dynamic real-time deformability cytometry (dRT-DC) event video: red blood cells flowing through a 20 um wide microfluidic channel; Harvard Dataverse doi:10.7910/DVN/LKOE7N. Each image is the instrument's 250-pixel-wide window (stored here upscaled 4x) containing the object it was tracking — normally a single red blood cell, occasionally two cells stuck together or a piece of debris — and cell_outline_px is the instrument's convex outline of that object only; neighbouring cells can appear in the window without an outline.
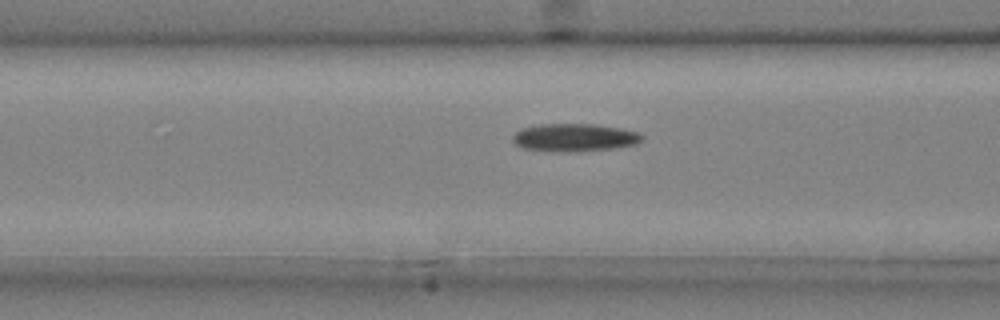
{"species": "common noctule bat (a hibernating species)", "species_latin": "Nyctalus noctula", "temperature_condition": "cold", "stored_images_in_passage": 36, "camera_frame_rate_fps": 3000, "um_per_image_px": 0.085, "animal": {"sex": "male", "body_mass_g": 20.4}, "frame": {"image": 1, "passage_image": 11, "time_ms": 3.333, "image_size_px": [1000, 320], "cell_outline_px": [[644, 140], [636, 144], [616, 148], [520, 148], [512, 140], [512, 136], [520, 128], [540, 124], [592, 124], [620, 128], [640, 132], [644, 136]], "centroid_in_image_um": [48.89, 11.61], "position_along_channel_um": 117.7, "area_um2": 19.71}}
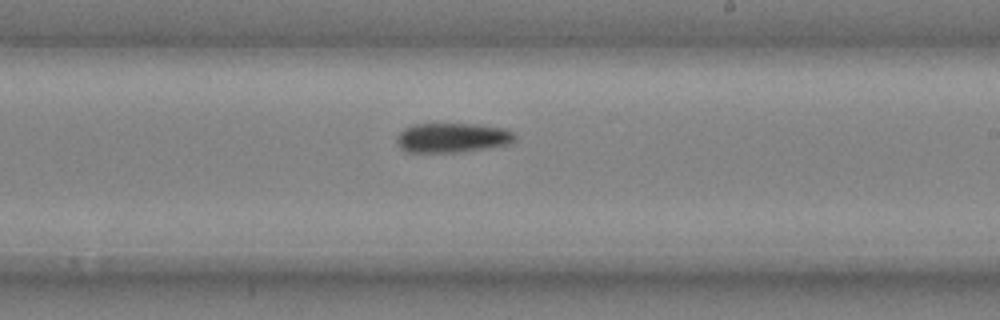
{"frame": {"image": 2, "passage_image": 21, "time_ms": 6.667, "image_size_px": [1000, 320], "cell_outline_px": [[516, 140], [512, 144], [492, 148], [460, 152], [408, 152], [400, 148], [396, 140], [396, 136], [404, 128], [412, 124], [476, 124], [504, 128], [516, 132]], "centroid_in_image_um": [38.51, 11.71], "position_along_channel_um": 250.5, "area_um2": 20.81}}
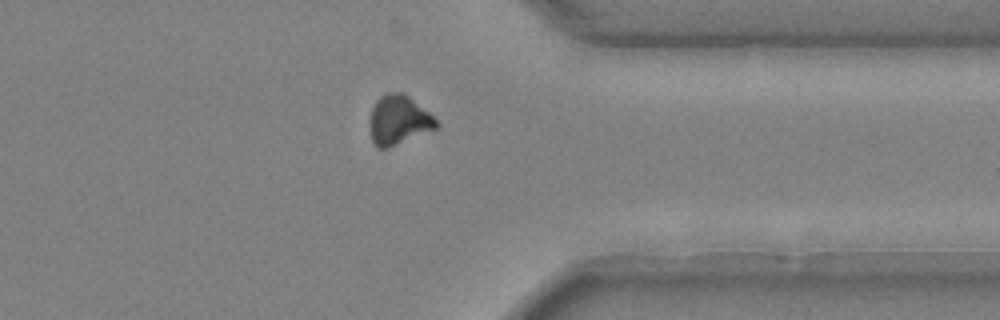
{"frame": {"image": 3, "passage_image": 31, "time_ms": 10.0, "image_size_px": [1000, 320], "cell_outline_px": [[440, 124], [436, 128], [388, 148], [376, 148], [372, 140], [368, 124], [368, 120], [372, 108], [376, 100], [380, 96], [388, 92], [404, 92], [428, 112]], "centroid_in_image_um": [33.83, 10.2], "position_along_channel_um": 377.6, "area_um2": 19.19}, "authors_computed_cell_mechanics": {"area_um2": 20.3456, "velocity_mm_per_s": 3.9959, "shape_relaxation_time_tau1_ms": 3.3087, "shape_relaxation_time_tau2_ms": null, "deformation_change_tau1": 0.1074, "deformation_change_tau2": null}}